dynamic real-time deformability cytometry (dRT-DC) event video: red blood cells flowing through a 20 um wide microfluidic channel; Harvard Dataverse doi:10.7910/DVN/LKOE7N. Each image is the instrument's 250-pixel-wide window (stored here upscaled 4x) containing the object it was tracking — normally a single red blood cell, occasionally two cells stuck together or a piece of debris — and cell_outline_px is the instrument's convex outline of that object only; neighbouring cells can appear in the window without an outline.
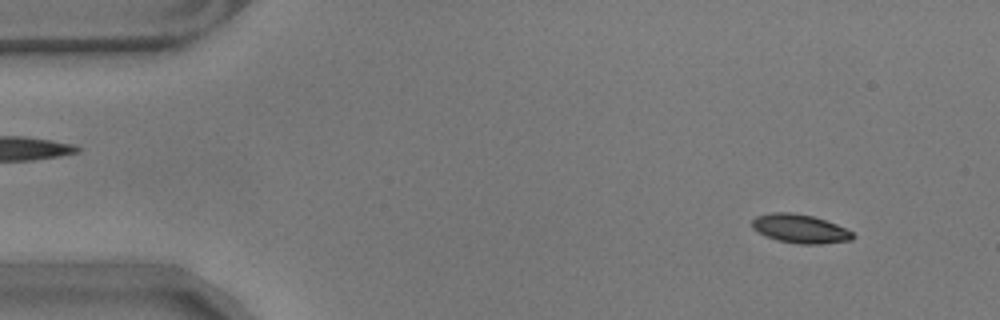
{"species": "common noctule bat (a hibernating species)", "species_latin": "Nyctalus noctula", "temperature_condition": "warm", "stored_images_in_passage": 58, "camera_frame_rate_fps": 3000, "um_per_image_px": 0.085, "animal": {"sex": "male", "body_mass_g": 17.9}, "frame": {"image": 1, "passage_image": 6, "time_ms": 1.667, "image_size_px": [1000, 320], "cell_outline_px": [[856, 236], [852, 240], [820, 244], [800, 244], [776, 240], [764, 236], [752, 228], [752, 220], [756, 216], [772, 212], [792, 212], [812, 216], [836, 224], [852, 232]], "centroid_in_image_um": [67.98, 19.44], "position_along_channel_um": 17.0, "area_um2": 16.94}}
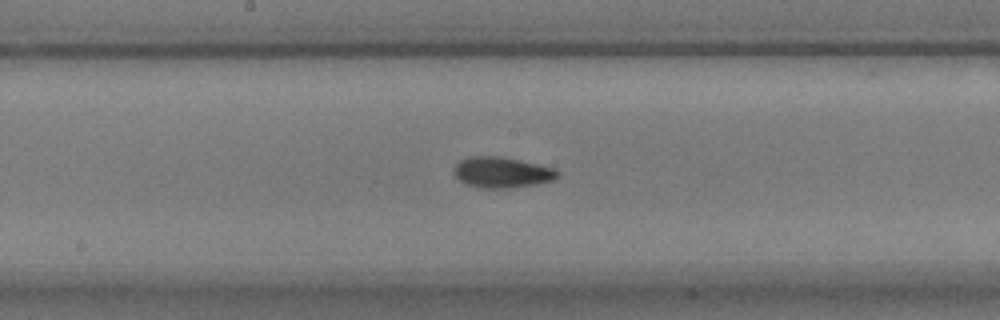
{"frame": {"image": 2, "passage_image": 30, "time_ms": 9.667, "image_size_px": [1000, 320], "cell_outline_px": [[560, 172], [552, 180], [536, 184], [508, 188], [484, 188], [468, 184], [460, 180], [452, 172], [452, 168], [460, 160], [468, 156], [496, 156], [520, 160], [540, 164], [552, 168]], "centroid_in_image_um": [42.62, 14.64], "position_along_channel_um": 205.6, "area_um2": 18.44}}
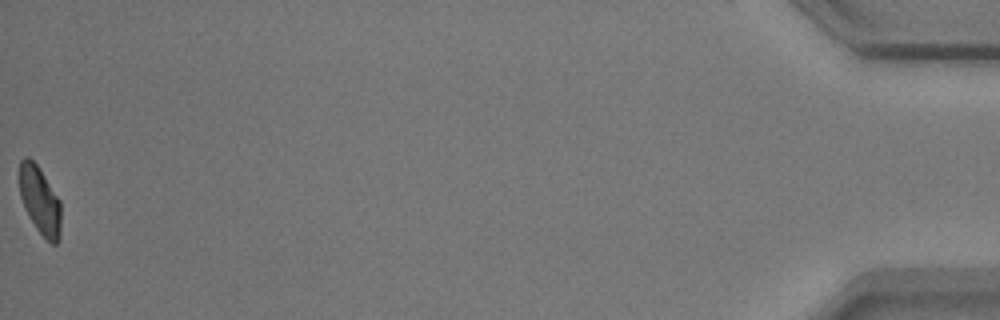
{"frame": {"image": 3, "passage_image": 58, "time_ms": 19.0, "image_size_px": [1000, 320], "cell_outline_px": [[60, 236], [56, 244], [52, 244], [36, 228], [24, 208], [20, 196], [20, 160], [24, 156], [28, 156], [36, 164], [60, 200]], "centroid_in_image_um": [3.38, 17.03], "position_along_channel_um": 431.8, "area_um2": 16.13}, "authors_computed_cell_mechanics": {"area_um2": 17.3111, "velocity_mm_per_s": 3.5111, "shape_relaxation_time_tau1_ms": 3.6417, "shape_relaxation_time_tau2_ms": 4.2861, "deformation_change_tau1": 0.1171, "deformation_change_tau2": 0.0924}}